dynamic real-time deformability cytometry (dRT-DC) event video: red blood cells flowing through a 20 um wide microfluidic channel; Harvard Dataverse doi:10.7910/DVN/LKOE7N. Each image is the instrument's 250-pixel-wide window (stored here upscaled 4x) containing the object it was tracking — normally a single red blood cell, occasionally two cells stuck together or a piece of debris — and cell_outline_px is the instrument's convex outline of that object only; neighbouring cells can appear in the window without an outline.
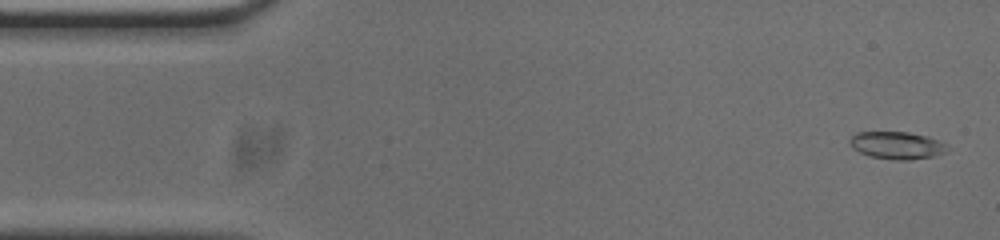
{"species": "common noctule bat (a hibernating species)", "species_latin": "Nyctalus noctula", "temperature_condition": "cold", "stored_images_in_passage": 53, "camera_frame_rate_fps": 3000, "um_per_image_px": 0.085, "animal": {"sex": "male", "body_mass_g": 20.0, "forearm_length_mm": 53.3}, "frame": {"image": 1, "passage_image": 2, "time_ms": 0.333, "image_size_px": [1000, 240], "cell_outline_px": [[948, 144], [944, 152], [932, 156], [908, 160], [892, 160], [872, 156], [860, 152], [852, 148], [848, 144], [848, 140], [856, 132], [908, 132], [928, 136]], "centroid_in_image_um": [76.2, 12.34], "position_along_channel_um": 8.8, "area_um2": 15.55}}
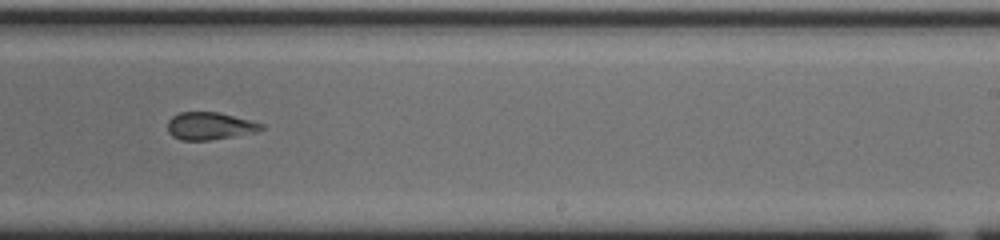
{"frame": {"image": 2, "passage_image": 32, "time_ms": 10.333, "image_size_px": [1000, 240], "cell_outline_px": [[264, 128], [256, 132], [208, 140], [180, 140], [172, 136], [168, 132], [168, 120], [172, 116], [180, 112], [220, 112], [264, 124]], "centroid_in_image_um": [17.81, 10.7], "position_along_channel_um": 271.2, "area_um2": 14.97}}
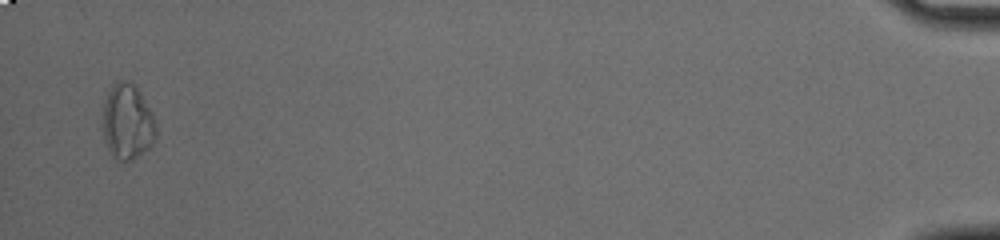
{"frame": {"image": 3, "passage_image": 52, "time_ms": 17.0, "image_size_px": [1000, 240], "cell_outline_px": [[156, 136], [152, 144], [148, 148], [132, 160], [112, 160], [100, 128], [104, 100], [112, 84], [120, 80], [124, 80], [132, 84], [140, 92], [156, 124]], "centroid_in_image_um": [10.76, 10.39], "position_along_channel_um": 424.4, "area_um2": 23.7}, "authors_computed_cell_mechanics": {"area_um2": 15.9528, "velocity_mm_per_s": 3.7857, "shape_relaxation_time_tau1_ms": null, "shape_relaxation_time_tau2_ms": 3.497, "deformation_change_tau1": null, "deformation_change_tau2": 0.1061}}